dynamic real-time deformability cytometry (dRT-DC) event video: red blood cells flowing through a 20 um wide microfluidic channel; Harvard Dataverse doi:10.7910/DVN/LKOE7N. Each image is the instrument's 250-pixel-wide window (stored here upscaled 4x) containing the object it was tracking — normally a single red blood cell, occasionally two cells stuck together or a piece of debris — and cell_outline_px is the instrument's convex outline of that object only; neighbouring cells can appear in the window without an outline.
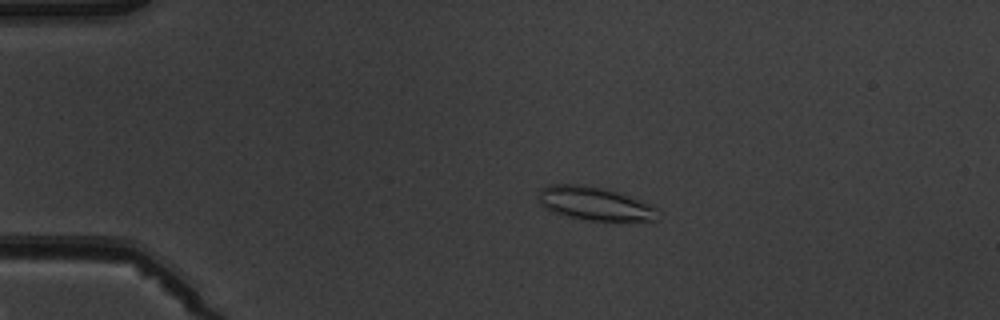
{"species": "common noctule bat (a hibernating species)", "species_latin": "Nyctalus noctula", "temperature_condition": "warm", "stored_images_in_passage": 6, "camera_frame_rate_fps": 3000, "um_per_image_px": 0.085, "animal": {"sex": "male", "body_mass_g": 19.5, "forearm_length_mm": 54.6}, "frame": {"image": 1, "passage_image": 4, "time_ms": 3.333, "image_size_px": [1000, 320], "cell_outline_px": [[656, 220], [588, 220], [568, 216], [544, 208], [540, 204], [540, 188], [548, 184], [584, 184], [604, 188], [652, 204], [656, 208]], "centroid_in_image_um": [50.51, 17.28], "position_along_channel_um": 34.5, "area_um2": 22.89}}
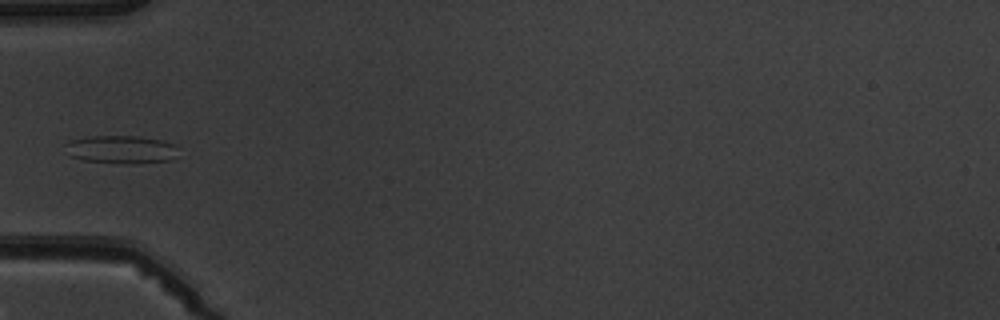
{"frame": {"image": 2, "passage_image": 6, "time_ms": 5.667, "image_size_px": [1000, 320], "cell_outline_px": [[176, 144], [172, 160], [132, 164], [124, 164], [84, 160], [72, 156], [64, 144], [72, 140], [92, 136], [140, 136], [164, 140]], "centroid_in_image_um": [10.33, 12.7], "position_along_channel_um": 74.7, "area_um2": 18.32}}